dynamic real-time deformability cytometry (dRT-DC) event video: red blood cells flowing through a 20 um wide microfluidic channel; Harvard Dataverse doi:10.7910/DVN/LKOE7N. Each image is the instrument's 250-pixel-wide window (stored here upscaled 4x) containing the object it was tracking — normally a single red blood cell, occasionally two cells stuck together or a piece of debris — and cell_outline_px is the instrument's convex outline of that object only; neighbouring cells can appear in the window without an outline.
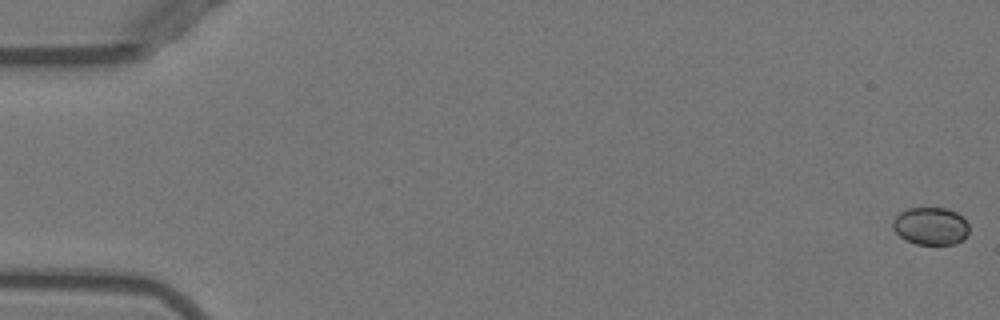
{"species": "Egyptian fruit bat (a non-hibernating species)", "species_latin": "Rousettus aegyptiacus", "temperature_condition": "warm", "stored_images_in_passage": 17, "camera_frame_rate_fps": 3000, "um_per_image_px": 0.085, "animal": {"sex": "female"}, "frame": {"image": 1, "passage_image": 1, "time_ms": 0.0, "image_size_px": [1000, 320], "cell_outline_px": [[968, 232], [956, 244], [916, 244], [900, 236], [892, 228], [892, 220], [900, 212], [908, 208], [948, 208], [956, 212], [968, 224]], "centroid_in_image_um": [79.08, 19.2], "position_along_channel_um": 5.9, "area_um2": 16.53}}
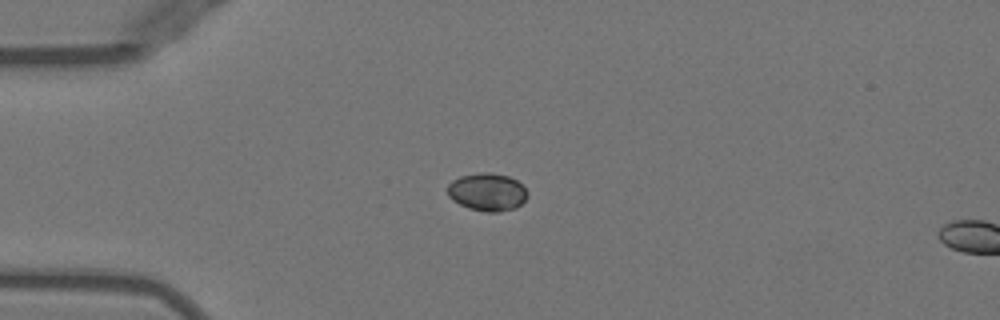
{"frame": {"image": 2, "passage_image": 14, "time_ms": 4.333, "image_size_px": [1000, 320], "cell_outline_px": [[528, 196], [516, 208], [500, 212], [488, 212], [468, 208], [452, 200], [448, 196], [448, 184], [452, 180], [460, 176], [480, 172], [488, 172], [508, 176], [516, 180], [528, 192]], "centroid_in_image_um": [41.4, 16.32], "position_along_channel_um": 43.6, "area_um2": 17.63}}